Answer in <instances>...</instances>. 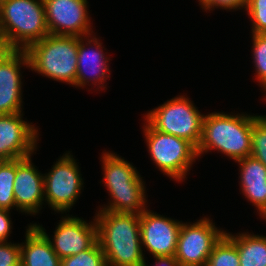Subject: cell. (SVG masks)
I'll return each mask as SVG.
<instances>
[{
	"instance_id": "e0dca14e",
	"label": "cell",
	"mask_w": 266,
	"mask_h": 266,
	"mask_svg": "<svg viewBox=\"0 0 266 266\" xmlns=\"http://www.w3.org/2000/svg\"><path fill=\"white\" fill-rule=\"evenodd\" d=\"M235 163L238 168L239 192L250 202L255 209L254 214L266 221V167L250 156L240 159Z\"/></svg>"
},
{
	"instance_id": "8992f818",
	"label": "cell",
	"mask_w": 266,
	"mask_h": 266,
	"mask_svg": "<svg viewBox=\"0 0 266 266\" xmlns=\"http://www.w3.org/2000/svg\"><path fill=\"white\" fill-rule=\"evenodd\" d=\"M141 129L150 161L170 181L185 183L198 159L197 148L188 140L154 129L144 118Z\"/></svg>"
},
{
	"instance_id": "ffe728a7",
	"label": "cell",
	"mask_w": 266,
	"mask_h": 266,
	"mask_svg": "<svg viewBox=\"0 0 266 266\" xmlns=\"http://www.w3.org/2000/svg\"><path fill=\"white\" fill-rule=\"evenodd\" d=\"M251 42V56L253 59L252 64L253 72H254V79L261 89V93H264L263 99L266 102V33H251L250 34Z\"/></svg>"
},
{
	"instance_id": "8fae6325",
	"label": "cell",
	"mask_w": 266,
	"mask_h": 266,
	"mask_svg": "<svg viewBox=\"0 0 266 266\" xmlns=\"http://www.w3.org/2000/svg\"><path fill=\"white\" fill-rule=\"evenodd\" d=\"M58 221L52 237L39 222L32 221V224L46 236L60 259L85 251L98 241V228L94 216L89 221L78 215L61 214Z\"/></svg>"
},
{
	"instance_id": "4316f807",
	"label": "cell",
	"mask_w": 266,
	"mask_h": 266,
	"mask_svg": "<svg viewBox=\"0 0 266 266\" xmlns=\"http://www.w3.org/2000/svg\"><path fill=\"white\" fill-rule=\"evenodd\" d=\"M0 266H21V246L19 242H0Z\"/></svg>"
},
{
	"instance_id": "5bb4252c",
	"label": "cell",
	"mask_w": 266,
	"mask_h": 266,
	"mask_svg": "<svg viewBox=\"0 0 266 266\" xmlns=\"http://www.w3.org/2000/svg\"><path fill=\"white\" fill-rule=\"evenodd\" d=\"M24 69L29 70L25 50H0V115L24 112Z\"/></svg>"
},
{
	"instance_id": "f1b7e54d",
	"label": "cell",
	"mask_w": 266,
	"mask_h": 266,
	"mask_svg": "<svg viewBox=\"0 0 266 266\" xmlns=\"http://www.w3.org/2000/svg\"><path fill=\"white\" fill-rule=\"evenodd\" d=\"M148 257H145L144 262L141 266H150L148 265ZM154 264L151 266H180L175 256H155L152 257ZM147 261V262H146Z\"/></svg>"
},
{
	"instance_id": "ba28073f",
	"label": "cell",
	"mask_w": 266,
	"mask_h": 266,
	"mask_svg": "<svg viewBox=\"0 0 266 266\" xmlns=\"http://www.w3.org/2000/svg\"><path fill=\"white\" fill-rule=\"evenodd\" d=\"M65 151L44 174L45 206L55 214H68L84 191L85 182L81 167L71 153Z\"/></svg>"
},
{
	"instance_id": "4fadbf2b",
	"label": "cell",
	"mask_w": 266,
	"mask_h": 266,
	"mask_svg": "<svg viewBox=\"0 0 266 266\" xmlns=\"http://www.w3.org/2000/svg\"><path fill=\"white\" fill-rule=\"evenodd\" d=\"M24 115V112L0 115V157L5 160L36 155L39 148L41 128Z\"/></svg>"
},
{
	"instance_id": "52a82bcc",
	"label": "cell",
	"mask_w": 266,
	"mask_h": 266,
	"mask_svg": "<svg viewBox=\"0 0 266 266\" xmlns=\"http://www.w3.org/2000/svg\"><path fill=\"white\" fill-rule=\"evenodd\" d=\"M204 116L187 94L180 93L147 110L142 118L157 131L186 139L197 148L202 138Z\"/></svg>"
},
{
	"instance_id": "5b68a950",
	"label": "cell",
	"mask_w": 266,
	"mask_h": 266,
	"mask_svg": "<svg viewBox=\"0 0 266 266\" xmlns=\"http://www.w3.org/2000/svg\"><path fill=\"white\" fill-rule=\"evenodd\" d=\"M79 37L49 34L25 49L30 70L76 88Z\"/></svg>"
},
{
	"instance_id": "83f0119b",
	"label": "cell",
	"mask_w": 266,
	"mask_h": 266,
	"mask_svg": "<svg viewBox=\"0 0 266 266\" xmlns=\"http://www.w3.org/2000/svg\"><path fill=\"white\" fill-rule=\"evenodd\" d=\"M11 210L0 208V242L11 241L10 237L13 233V223L11 218ZM9 239V240H8Z\"/></svg>"
},
{
	"instance_id": "3957f363",
	"label": "cell",
	"mask_w": 266,
	"mask_h": 266,
	"mask_svg": "<svg viewBox=\"0 0 266 266\" xmlns=\"http://www.w3.org/2000/svg\"><path fill=\"white\" fill-rule=\"evenodd\" d=\"M94 217L107 266H141L145 256L140 238V214L96 210Z\"/></svg>"
},
{
	"instance_id": "4dcf8cb0",
	"label": "cell",
	"mask_w": 266,
	"mask_h": 266,
	"mask_svg": "<svg viewBox=\"0 0 266 266\" xmlns=\"http://www.w3.org/2000/svg\"><path fill=\"white\" fill-rule=\"evenodd\" d=\"M3 49L2 43H1V39H0V50Z\"/></svg>"
},
{
	"instance_id": "44dd1931",
	"label": "cell",
	"mask_w": 266,
	"mask_h": 266,
	"mask_svg": "<svg viewBox=\"0 0 266 266\" xmlns=\"http://www.w3.org/2000/svg\"><path fill=\"white\" fill-rule=\"evenodd\" d=\"M206 266H240L237 246L225 234L214 245Z\"/></svg>"
},
{
	"instance_id": "2e32d148",
	"label": "cell",
	"mask_w": 266,
	"mask_h": 266,
	"mask_svg": "<svg viewBox=\"0 0 266 266\" xmlns=\"http://www.w3.org/2000/svg\"><path fill=\"white\" fill-rule=\"evenodd\" d=\"M33 156L16 159V176L13 184L17 212L37 216L44 208V174L34 165Z\"/></svg>"
},
{
	"instance_id": "7a4b0ae2",
	"label": "cell",
	"mask_w": 266,
	"mask_h": 266,
	"mask_svg": "<svg viewBox=\"0 0 266 266\" xmlns=\"http://www.w3.org/2000/svg\"><path fill=\"white\" fill-rule=\"evenodd\" d=\"M251 140L252 112H207L203 118L201 142L197 147L198 159L206 153L212 155V152H217L236 162L251 155Z\"/></svg>"
},
{
	"instance_id": "277c9868",
	"label": "cell",
	"mask_w": 266,
	"mask_h": 266,
	"mask_svg": "<svg viewBox=\"0 0 266 266\" xmlns=\"http://www.w3.org/2000/svg\"><path fill=\"white\" fill-rule=\"evenodd\" d=\"M49 35L43 0H0L3 49L25 50Z\"/></svg>"
},
{
	"instance_id": "484cf974",
	"label": "cell",
	"mask_w": 266,
	"mask_h": 266,
	"mask_svg": "<svg viewBox=\"0 0 266 266\" xmlns=\"http://www.w3.org/2000/svg\"><path fill=\"white\" fill-rule=\"evenodd\" d=\"M247 0H202L198 6L203 12L212 13L215 9L228 12H236L246 7Z\"/></svg>"
},
{
	"instance_id": "30bf717a",
	"label": "cell",
	"mask_w": 266,
	"mask_h": 266,
	"mask_svg": "<svg viewBox=\"0 0 266 266\" xmlns=\"http://www.w3.org/2000/svg\"><path fill=\"white\" fill-rule=\"evenodd\" d=\"M110 56L96 32L79 37L76 88H86L91 93L93 90L96 93L99 91V94L100 91L105 92L109 85L107 80L111 78Z\"/></svg>"
},
{
	"instance_id": "cb8c5ba5",
	"label": "cell",
	"mask_w": 266,
	"mask_h": 266,
	"mask_svg": "<svg viewBox=\"0 0 266 266\" xmlns=\"http://www.w3.org/2000/svg\"><path fill=\"white\" fill-rule=\"evenodd\" d=\"M60 266H107L106 257L97 241L91 248L61 259Z\"/></svg>"
},
{
	"instance_id": "603a6c76",
	"label": "cell",
	"mask_w": 266,
	"mask_h": 266,
	"mask_svg": "<svg viewBox=\"0 0 266 266\" xmlns=\"http://www.w3.org/2000/svg\"><path fill=\"white\" fill-rule=\"evenodd\" d=\"M251 156L266 167V114H252Z\"/></svg>"
},
{
	"instance_id": "7c38bea8",
	"label": "cell",
	"mask_w": 266,
	"mask_h": 266,
	"mask_svg": "<svg viewBox=\"0 0 266 266\" xmlns=\"http://www.w3.org/2000/svg\"><path fill=\"white\" fill-rule=\"evenodd\" d=\"M49 34L82 37L95 33L88 0H43Z\"/></svg>"
},
{
	"instance_id": "d4e9b609",
	"label": "cell",
	"mask_w": 266,
	"mask_h": 266,
	"mask_svg": "<svg viewBox=\"0 0 266 266\" xmlns=\"http://www.w3.org/2000/svg\"><path fill=\"white\" fill-rule=\"evenodd\" d=\"M245 11L251 24L249 33H266V0H247Z\"/></svg>"
},
{
	"instance_id": "ac0fdd59",
	"label": "cell",
	"mask_w": 266,
	"mask_h": 266,
	"mask_svg": "<svg viewBox=\"0 0 266 266\" xmlns=\"http://www.w3.org/2000/svg\"><path fill=\"white\" fill-rule=\"evenodd\" d=\"M21 246V266H60L61 259L46 236L30 222L25 226Z\"/></svg>"
},
{
	"instance_id": "7402d4cb",
	"label": "cell",
	"mask_w": 266,
	"mask_h": 266,
	"mask_svg": "<svg viewBox=\"0 0 266 266\" xmlns=\"http://www.w3.org/2000/svg\"><path fill=\"white\" fill-rule=\"evenodd\" d=\"M16 176V159L6 160L0 168V208L15 210L13 184Z\"/></svg>"
},
{
	"instance_id": "9a60e30c",
	"label": "cell",
	"mask_w": 266,
	"mask_h": 266,
	"mask_svg": "<svg viewBox=\"0 0 266 266\" xmlns=\"http://www.w3.org/2000/svg\"><path fill=\"white\" fill-rule=\"evenodd\" d=\"M181 225L182 220L165 214L163 216L147 207L140 214V238L144 256L146 253H149V257L174 256Z\"/></svg>"
},
{
	"instance_id": "6da1fadb",
	"label": "cell",
	"mask_w": 266,
	"mask_h": 266,
	"mask_svg": "<svg viewBox=\"0 0 266 266\" xmlns=\"http://www.w3.org/2000/svg\"><path fill=\"white\" fill-rule=\"evenodd\" d=\"M99 160L103 175L99 183L104 184L109 198L97 210L141 214L150 206L146 180L133 163L107 149L102 151Z\"/></svg>"
},
{
	"instance_id": "9c48e42d",
	"label": "cell",
	"mask_w": 266,
	"mask_h": 266,
	"mask_svg": "<svg viewBox=\"0 0 266 266\" xmlns=\"http://www.w3.org/2000/svg\"><path fill=\"white\" fill-rule=\"evenodd\" d=\"M211 216L195 222L182 221L174 255L180 266H206L214 245L226 232L216 226Z\"/></svg>"
},
{
	"instance_id": "d6986e66",
	"label": "cell",
	"mask_w": 266,
	"mask_h": 266,
	"mask_svg": "<svg viewBox=\"0 0 266 266\" xmlns=\"http://www.w3.org/2000/svg\"><path fill=\"white\" fill-rule=\"evenodd\" d=\"M225 235L237 246L240 266H266V236L253 232L232 233Z\"/></svg>"
},
{
	"instance_id": "f546056e",
	"label": "cell",
	"mask_w": 266,
	"mask_h": 266,
	"mask_svg": "<svg viewBox=\"0 0 266 266\" xmlns=\"http://www.w3.org/2000/svg\"><path fill=\"white\" fill-rule=\"evenodd\" d=\"M5 161H6V160H5L4 158L0 157V168H1V166L3 165V163H4Z\"/></svg>"
}]
</instances>
